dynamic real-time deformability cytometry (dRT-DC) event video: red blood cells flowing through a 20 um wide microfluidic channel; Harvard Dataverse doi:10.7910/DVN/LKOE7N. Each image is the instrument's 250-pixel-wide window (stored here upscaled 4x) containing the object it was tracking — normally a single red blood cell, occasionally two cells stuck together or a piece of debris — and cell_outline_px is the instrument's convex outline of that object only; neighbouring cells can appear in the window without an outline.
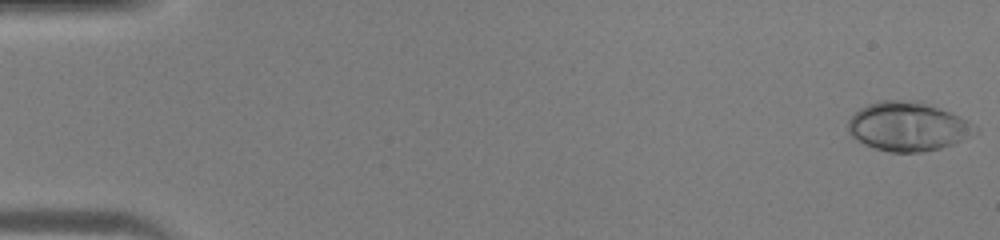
{"species": "human", "species_latin": "Homo sapiens", "temperature_condition": "warm", "stored_images_in_passage": 45, "camera_frame_rate_fps": 3000, "um_per_image_px": 0.085, "donor": {"sex": "male"}, "frame": {"image": 1, "passage_image": 1, "time_ms": 0.0, "image_size_px": [1000, 240], "cell_outline_px": [[968, 124], [960, 140], [952, 144], [940, 148], [920, 152], [888, 152], [864, 144], [852, 136], [848, 132], [848, 120], [860, 108], [868, 104], [880, 100], [920, 100], [960, 116], [968, 120]], "centroid_in_image_um": [77.01, 10.72], "position_along_channel_um": 8.0, "area_um2": 35.2}}
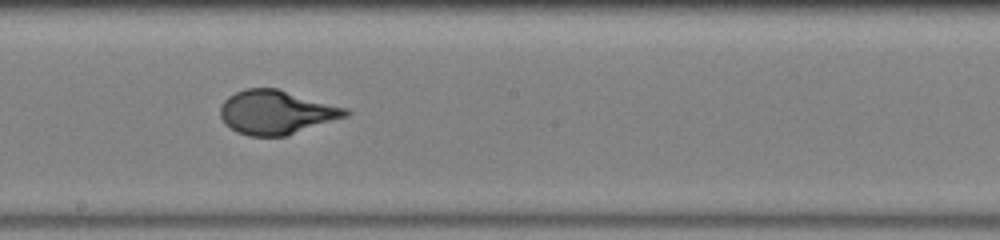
{"frame": {"image": 2, "passage_image": 26, "time_ms": 8.333, "image_size_px": [1000, 240], "cell_outline_px": [[352, 112], [348, 116], [284, 136], [248, 136], [236, 132], [224, 124], [220, 116], [220, 104], [228, 96], [236, 92], [248, 88], [276, 88], [348, 108]], "centroid_in_image_um": [23.46, 9.54], "position_along_channel_um": 224.7, "area_um2": 32.14}}
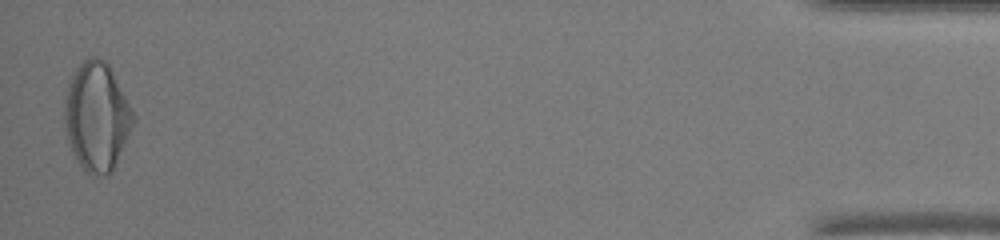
{"frame": {"image": 3, "passage_image": 45, "time_ms": 14.667, "image_size_px": [1000, 240], "cell_outline_px": [[136, 120], [112, 172], [108, 176], [104, 176], [84, 172], [72, 152], [68, 140], [64, 124], [64, 100], [68, 84], [76, 68], [84, 60], [92, 56], [96, 56], [104, 60], [108, 64], [136, 116]], "centroid_in_image_um": [8.23, 9.93], "position_along_channel_um": 427.0, "area_um2": 43.58}}